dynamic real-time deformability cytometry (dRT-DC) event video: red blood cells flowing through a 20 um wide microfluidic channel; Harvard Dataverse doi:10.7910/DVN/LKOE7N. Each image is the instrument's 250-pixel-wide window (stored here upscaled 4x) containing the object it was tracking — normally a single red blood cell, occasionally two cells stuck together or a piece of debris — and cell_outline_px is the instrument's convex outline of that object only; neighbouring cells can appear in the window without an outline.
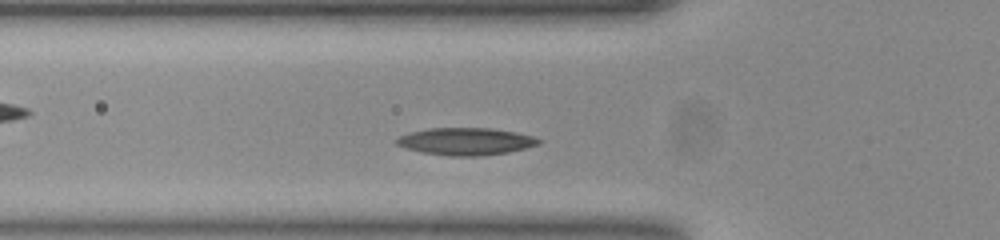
{"species": "common noctule bat (a hibernating species)", "species_latin": "Nyctalus noctula", "temperature_condition": "room temperature", "stored_images_in_passage": 31, "camera_frame_rate_fps": 3000, "um_per_image_px": 0.085, "animal": {"sex": "female", "body_mass_g": 23.0, "forearm_length_mm": 53.4}, "frame": {"image": 1, "passage_image": 8, "time_ms": 2.333, "image_size_px": [1000, 240], "cell_outline_px": [[544, 140], [540, 144], [508, 152], [480, 156], [448, 156], [424, 152], [408, 148], [396, 144], [392, 140], [408, 132], [428, 128], [492, 128], [536, 136]], "centroid_in_image_um": [39.61, 12.01], "position_along_channel_um": 86.2, "area_um2": 22.72}}
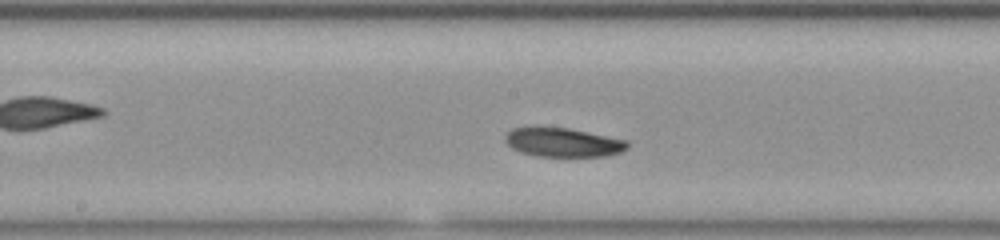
{"frame": {"image": 2, "passage_image": 17, "time_ms": 5.333, "image_size_px": [1000, 240], "cell_outline_px": [[628, 148], [620, 152], [608, 156], [536, 156], [520, 152], [512, 148], [504, 140], [504, 136], [512, 128], [568, 128], [628, 140]], "centroid_in_image_um": [47.87, 12.11], "position_along_channel_um": 200.3, "area_um2": 20.46}}
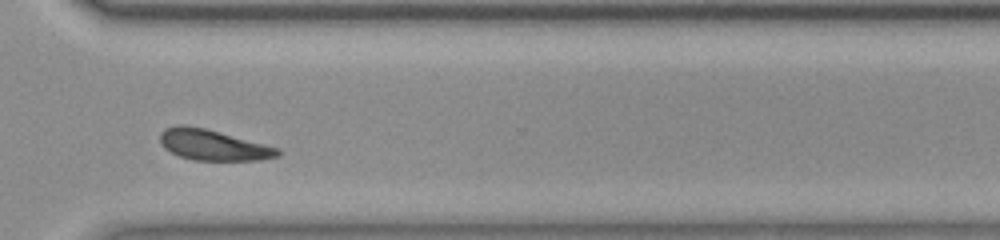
{"frame": {"image": 3, "passage_image": 29, "time_ms": 9.333, "image_size_px": [1000, 240], "cell_outline_px": [[280, 156], [260, 160], [192, 160], [180, 156], [164, 148], [160, 144], [160, 132], [164, 128], [180, 124], [204, 128], [280, 148]], "centroid_in_image_um": [18.1, 12.32], "position_along_channel_um": 352.5, "area_um2": 20.98}, "authors_computed_cell_mechanics": {"area_um2": 21.4438, "velocity_mm_per_s": 3.7996, "shape_relaxation_time_tau1_ms": null, "shape_relaxation_time_tau2_ms": 3.6813, "deformation_change_tau1": null, "deformation_change_tau2": 0.1164}}